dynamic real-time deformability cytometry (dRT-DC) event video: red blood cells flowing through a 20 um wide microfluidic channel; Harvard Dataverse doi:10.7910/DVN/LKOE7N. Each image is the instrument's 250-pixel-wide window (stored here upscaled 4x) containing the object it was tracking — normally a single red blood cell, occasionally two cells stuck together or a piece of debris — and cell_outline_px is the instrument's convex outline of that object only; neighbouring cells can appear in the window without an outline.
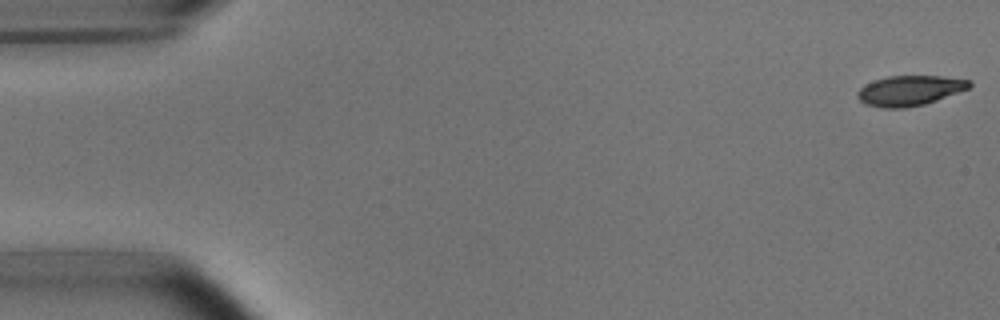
{"species": "common noctule bat (a hibernating species)", "species_latin": "Nyctalus noctula", "temperature_condition": "room temperature", "stored_images_in_passage": 5, "camera_frame_rate_fps": 3000, "um_per_image_px": 0.085, "animal": {"sex": "male", "body_mass_g": 15.6}, "frame": {"image": 1, "passage_image": 1, "time_ms": 0.0, "image_size_px": [1000, 320], "cell_outline_px": [[972, 84], [968, 88], [936, 100], [924, 104], [904, 108], [880, 108], [864, 104], [856, 96], [856, 92], [864, 84], [888, 76], [940, 76], [972, 80]], "centroid_in_image_um": [77.28, 7.7], "position_along_channel_um": 7.7, "area_um2": 19.59}}
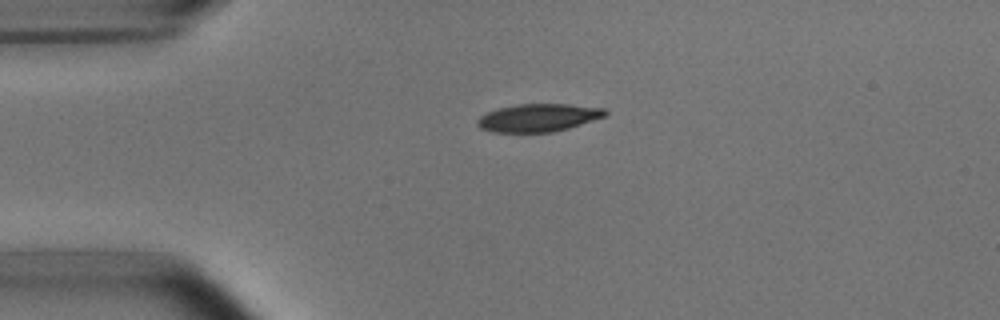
{"frame": {"image": 2, "passage_image": 4, "time_ms": 1.0, "image_size_px": [1000, 320], "cell_outline_px": [[608, 112], [604, 116], [568, 128], [552, 132], [492, 132], [480, 128], [476, 124], [476, 120], [480, 116], [488, 112], [500, 108], [520, 104], [568, 104], [604, 108]], "centroid_in_image_um": [45.73, 10.01], "position_along_channel_um": 39.3, "area_um2": 20.52}}